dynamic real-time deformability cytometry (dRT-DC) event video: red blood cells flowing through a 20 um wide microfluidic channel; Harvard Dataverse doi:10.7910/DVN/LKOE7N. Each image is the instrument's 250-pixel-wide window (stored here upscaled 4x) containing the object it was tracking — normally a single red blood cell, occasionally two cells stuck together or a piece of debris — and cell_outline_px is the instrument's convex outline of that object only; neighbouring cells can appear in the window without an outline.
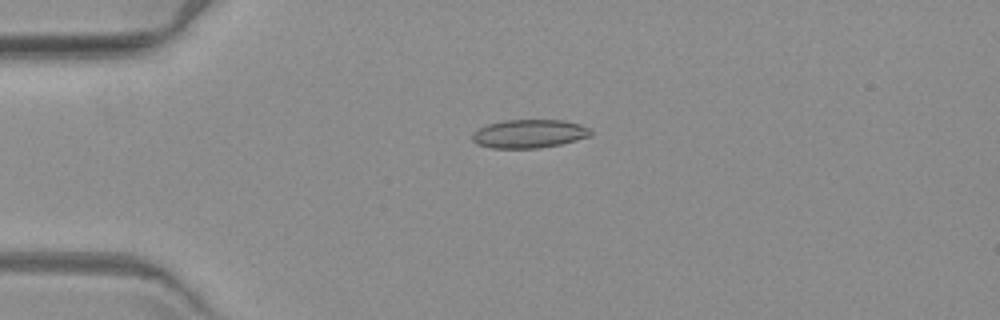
{"species": "common noctule bat (a hibernating species)", "species_latin": "Nyctalus noctula", "temperature_condition": "warm", "stored_images_in_passage": 3, "camera_frame_rate_fps": 3000, "um_per_image_px": 0.085, "animal": {"sex": "female", "body_mass_g": 19.3, "forearm_length_mm": 54.1}, "frame": {"image": 1, "passage_image": 1, "time_ms": 0.0, "image_size_px": [1000, 320], "cell_outline_px": [[592, 136], [560, 144], [540, 148], [492, 148], [476, 144], [472, 140], [472, 132], [488, 124], [504, 120], [564, 120], [580, 124], [588, 128], [592, 132]], "centroid_in_image_um": [44.97, 11.37], "position_along_channel_um": 40.0, "area_um2": 19.71}}